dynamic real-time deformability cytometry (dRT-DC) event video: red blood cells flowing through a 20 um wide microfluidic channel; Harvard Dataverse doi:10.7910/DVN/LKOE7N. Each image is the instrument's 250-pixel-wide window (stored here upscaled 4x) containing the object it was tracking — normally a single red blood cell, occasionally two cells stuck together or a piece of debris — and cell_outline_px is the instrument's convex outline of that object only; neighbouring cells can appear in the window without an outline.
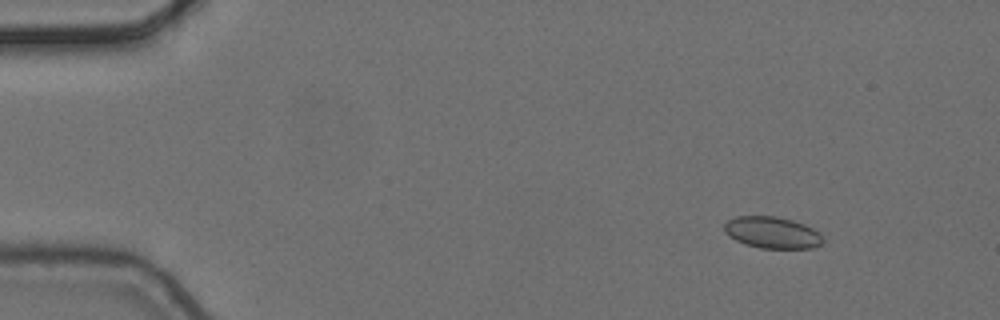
{"species": "common noctule bat (a hibernating species)", "species_latin": "Nyctalus noctula", "temperature_condition": "cold", "stored_images_in_passage": 4, "camera_frame_rate_fps": 3000, "um_per_image_px": 0.085, "animal": {"sex": "female", "body_mass_g": 24.6, "forearm_length_mm": 56.2}, "frame": {"image": 1, "passage_image": 1, "time_ms": 0.0, "image_size_px": [1000, 320], "cell_outline_px": [[824, 240], [820, 244], [812, 248], [760, 248], [744, 244], [728, 236], [724, 232], [724, 224], [728, 220], [736, 216], [776, 216], [792, 220], [804, 224], [820, 232], [824, 236]], "centroid_in_image_um": [65.64, 19.76], "position_along_channel_um": 19.4, "area_um2": 18.32}}